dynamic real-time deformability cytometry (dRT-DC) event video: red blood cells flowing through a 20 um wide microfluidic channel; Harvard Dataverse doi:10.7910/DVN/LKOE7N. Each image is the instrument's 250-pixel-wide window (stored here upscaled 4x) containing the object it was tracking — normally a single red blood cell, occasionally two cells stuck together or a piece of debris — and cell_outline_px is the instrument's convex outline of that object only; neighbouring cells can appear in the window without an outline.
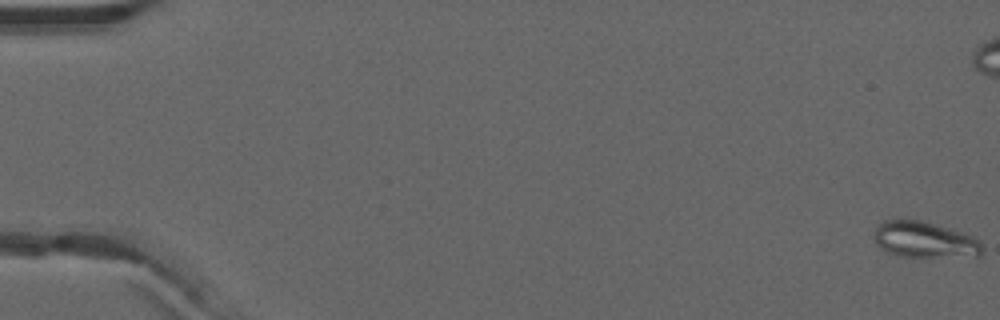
{"species": "common noctule bat (a hibernating species)", "species_latin": "Nyctalus noctula", "temperature_condition": "warm", "stored_images_in_passage": 17, "camera_frame_rate_fps": 3000, "um_per_image_px": 0.085, "animal": {"sex": "male", "forearm_length_mm": 52.5}, "frame": {"image": 1, "passage_image": 1, "time_ms": 0.0, "image_size_px": [1000, 320], "cell_outline_px": [[984, 252], [980, 256], [900, 256], [888, 252], [880, 248], [876, 244], [872, 236], [876, 228], [884, 220], [920, 220], [960, 232], [972, 236], [984, 248]], "centroid_in_image_um": [78.55, 20.38], "position_along_channel_um": 6.5, "area_um2": 22.37}}